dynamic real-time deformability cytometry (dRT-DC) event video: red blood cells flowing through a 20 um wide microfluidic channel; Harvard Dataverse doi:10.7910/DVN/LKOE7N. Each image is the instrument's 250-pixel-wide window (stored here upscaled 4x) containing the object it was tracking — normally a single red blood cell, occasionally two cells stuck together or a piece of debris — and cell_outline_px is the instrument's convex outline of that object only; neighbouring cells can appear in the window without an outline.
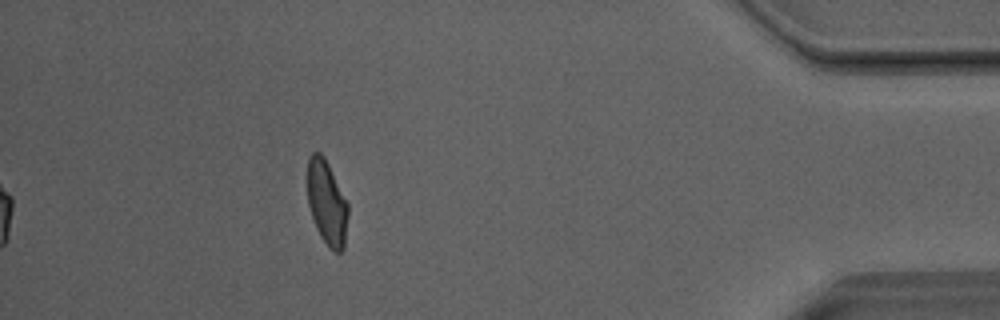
{"species": "Egyptian fruit bat (a non-hibernating species)", "species_latin": "Rousettus aegyptiacus", "temperature_condition": "room temperature", "stored_images_in_passage": 45, "camera_frame_rate_fps": 3000, "um_per_image_px": 0.085, "animal": {"sex": "male"}, "frame": {"image": 1, "passage_image": 45, "time_ms": 14.667, "image_size_px": [1000, 320], "cell_outline_px": [[348, 216], [344, 248], [340, 252], [332, 252], [328, 248], [320, 236], [316, 228], [308, 204], [308, 156], [312, 152], [320, 152], [324, 156], [348, 204]], "centroid_in_image_um": [27.78, 17.26], "position_along_channel_um": 407.4, "area_um2": 20.0}, "authors_computed_cell_mechanics": {"area_um2": 21.4438, "velocity_mm_per_s": 4.0472, "shape_relaxation_time_tau1_ms": null, "shape_relaxation_time_tau2_ms": 1.3832, "deformation_change_tau1": null, "deformation_change_tau2": 0.0817}}